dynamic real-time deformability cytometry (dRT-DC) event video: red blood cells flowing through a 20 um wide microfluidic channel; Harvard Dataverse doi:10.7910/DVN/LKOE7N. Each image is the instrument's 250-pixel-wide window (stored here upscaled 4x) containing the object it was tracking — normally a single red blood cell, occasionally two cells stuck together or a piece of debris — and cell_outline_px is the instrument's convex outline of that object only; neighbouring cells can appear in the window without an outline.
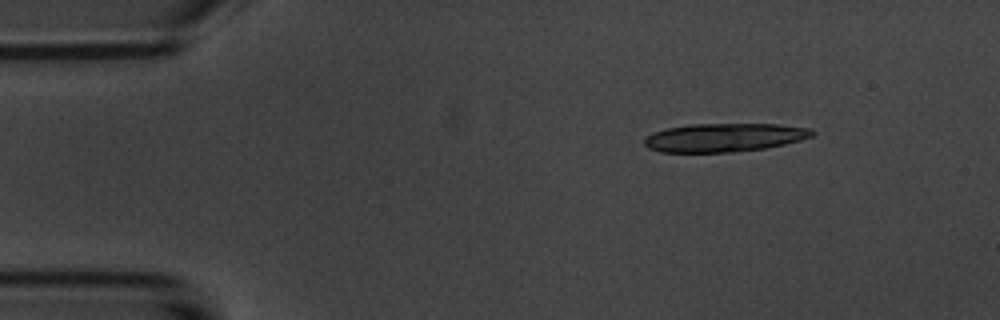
{"species": "common noctule bat (a hibernating species)", "species_latin": "Nyctalus noctula", "temperature_condition": "room temperature", "stored_images_in_passage": 3, "camera_frame_rate_fps": 3000, "um_per_image_px": 0.085, "animal": {"sex": "male", "body_mass_g": 20.1, "forearm_length_mm": 53.5}, "frame": {"image": 1, "passage_image": 1, "time_ms": 0.0, "image_size_px": [1000, 320], "cell_outline_px": [[816, 132], [812, 136], [800, 140], [784, 144], [764, 148], [732, 152], [660, 152], [648, 148], [644, 144], [644, 140], [652, 132], [668, 128], [692, 124], [780, 124], [812, 128]], "centroid_in_image_um": [61.58, 11.68], "position_along_channel_um": 23.4, "area_um2": 27.86}}